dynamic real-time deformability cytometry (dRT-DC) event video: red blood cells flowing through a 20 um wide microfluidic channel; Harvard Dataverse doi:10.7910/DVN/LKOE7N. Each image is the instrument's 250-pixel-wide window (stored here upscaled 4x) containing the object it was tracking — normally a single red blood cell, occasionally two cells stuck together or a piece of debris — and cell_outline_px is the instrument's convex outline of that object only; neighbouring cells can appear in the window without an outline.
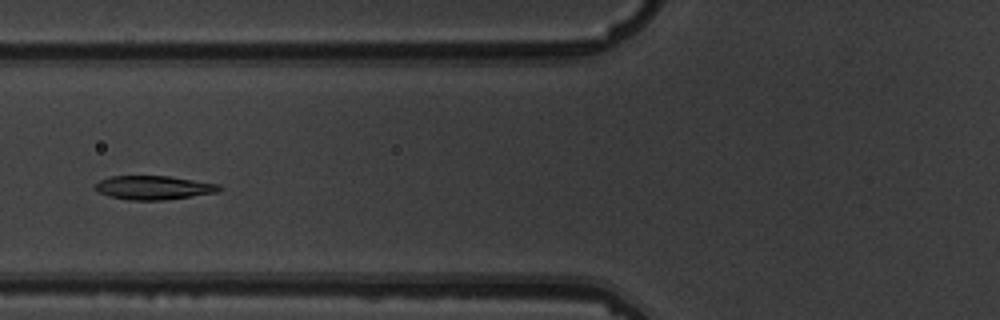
{"species": "common noctule bat (a hibernating species)", "species_latin": "Nyctalus noctula", "temperature_condition": "warm", "stored_images_in_passage": 7, "camera_frame_rate_fps": 3000, "um_per_image_px": 0.085, "animal": {"sex": "male", "body_mass_g": 19.5, "forearm_length_mm": 54.6}, "frame": {"image": 1, "passage_image": 5, "time_ms": 5.333, "image_size_px": [1000, 320], "cell_outline_px": [[224, 188], [220, 192], [164, 200], [128, 200], [112, 196], [100, 192], [92, 188], [100, 180], [112, 176], [168, 176], [220, 184]], "centroid_in_image_um": [13.12, 15.95], "position_along_channel_um": 112.7, "area_um2": 17.22}}
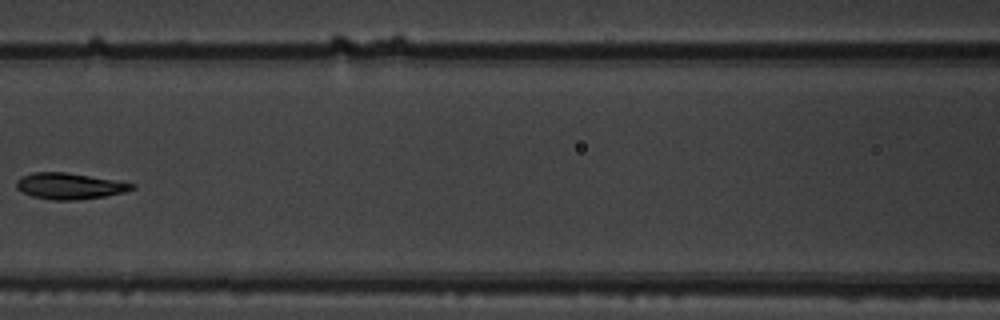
{"frame": {"image": 2, "passage_image": 6, "time_ms": 6.667, "image_size_px": [1000, 320], "cell_outline_px": [[136, 188], [124, 192], [104, 196], [76, 200], [52, 200], [32, 196], [16, 188], [16, 180], [20, 176], [32, 172], [64, 172], [120, 180], [136, 184]], "centroid_in_image_um": [5.93, 15.8], "position_along_channel_um": 160.7, "area_um2": 17.8}}
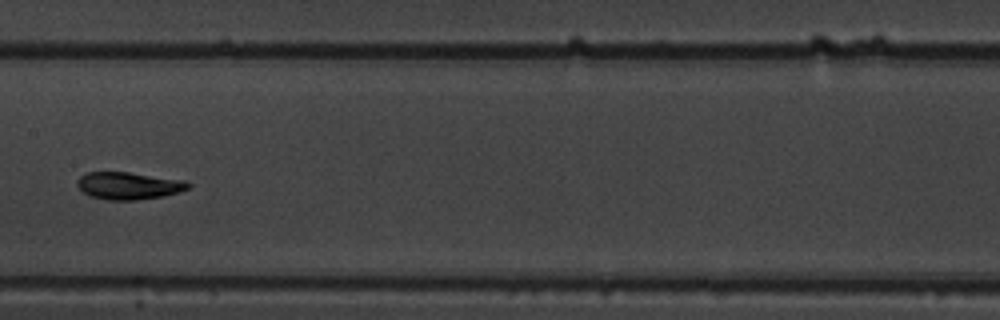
{"frame": {"image": 3, "passage_image": 7, "time_ms": 7.667, "image_size_px": [1000, 320], "cell_outline_px": [[192, 184], [188, 188], [180, 192], [164, 196], [136, 200], [108, 200], [92, 196], [84, 192], [76, 184], [76, 180], [80, 176], [88, 172], [128, 172], [184, 180]], "centroid_in_image_um": [10.95, 15.78], "position_along_channel_um": 196.4, "area_um2": 17.63}}